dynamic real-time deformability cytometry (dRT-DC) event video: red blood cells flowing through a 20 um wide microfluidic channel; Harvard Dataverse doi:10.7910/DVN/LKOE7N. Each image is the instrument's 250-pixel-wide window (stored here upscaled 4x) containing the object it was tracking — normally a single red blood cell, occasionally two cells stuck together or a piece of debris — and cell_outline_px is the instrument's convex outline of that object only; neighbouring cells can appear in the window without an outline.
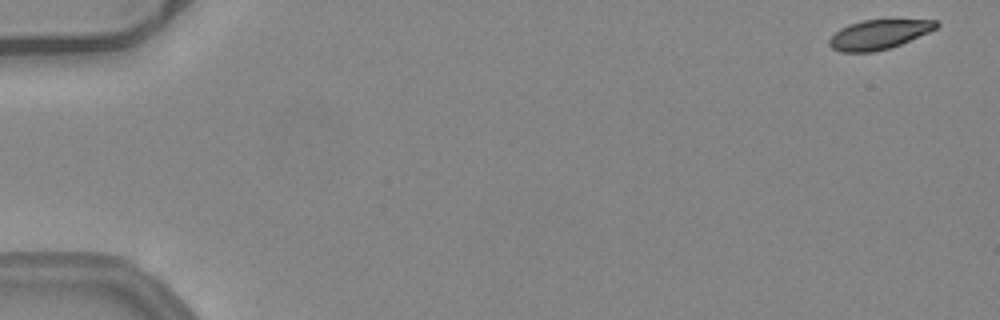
{"species": "common noctule bat (a hibernating species)", "species_latin": "Nyctalus noctula", "temperature_condition": "warm", "stored_images_in_passage": 10, "camera_frame_rate_fps": 3000, "um_per_image_px": 0.085, "animal": {"sex": "female", "body_mass_g": 24.6, "forearm_length_mm": 56.2}, "frame": {"image": 1, "passage_image": 1, "time_ms": 0.0, "image_size_px": [1000, 320], "cell_outline_px": [[940, 24], [936, 28], [928, 32], [900, 44], [888, 48], [872, 52], [840, 52], [832, 48], [828, 44], [828, 40], [840, 28], [848, 24], [864, 20], [936, 20]], "centroid_in_image_um": [74.66, 2.93], "position_along_channel_um": 10.3, "area_um2": 18.15}}